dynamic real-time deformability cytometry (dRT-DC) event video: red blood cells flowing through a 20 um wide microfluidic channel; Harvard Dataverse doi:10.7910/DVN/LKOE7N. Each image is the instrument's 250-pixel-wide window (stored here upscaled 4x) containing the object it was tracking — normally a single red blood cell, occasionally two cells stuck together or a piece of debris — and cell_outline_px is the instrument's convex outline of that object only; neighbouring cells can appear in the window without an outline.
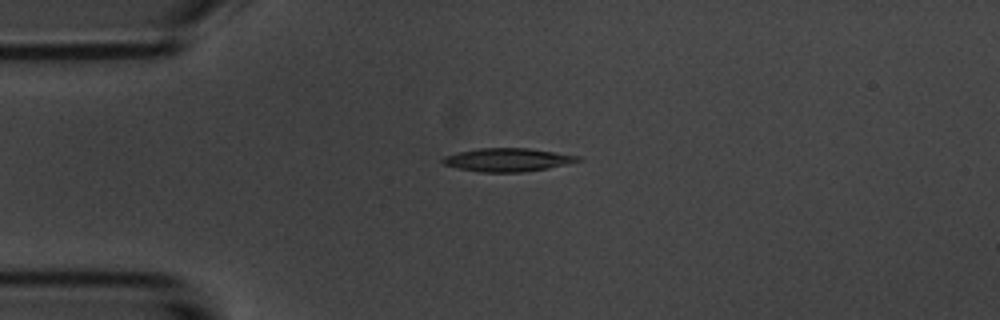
{"species": "common noctule bat (a hibernating species)", "species_latin": "Nyctalus noctula", "temperature_condition": "room temperature", "stored_images_in_passage": 5, "camera_frame_rate_fps": 3000, "um_per_image_px": 0.085, "animal": {"sex": "male", "body_mass_g": 20.1, "forearm_length_mm": 53.5}, "frame": {"image": 1, "passage_image": 4, "time_ms": 3.333, "image_size_px": [1000, 320], "cell_outline_px": [[584, 160], [548, 168], [524, 172], [480, 172], [460, 168], [444, 164], [440, 160], [444, 156], [456, 152], [476, 148], [528, 148], [580, 156]], "centroid_in_image_um": [43.14, 13.58], "position_along_channel_um": 41.9, "area_um2": 18.38}}